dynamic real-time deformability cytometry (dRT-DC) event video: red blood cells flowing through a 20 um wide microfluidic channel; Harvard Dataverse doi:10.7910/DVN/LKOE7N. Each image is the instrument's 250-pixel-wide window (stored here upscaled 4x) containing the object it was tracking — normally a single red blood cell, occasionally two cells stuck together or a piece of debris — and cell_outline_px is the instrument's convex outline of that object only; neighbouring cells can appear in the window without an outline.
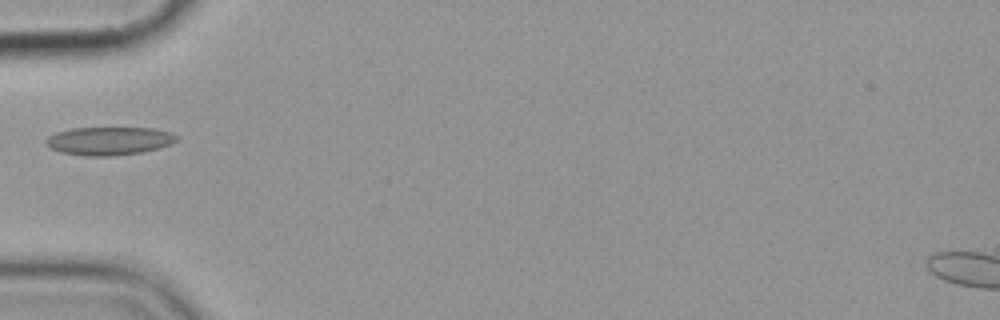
{"species": "common noctule bat (a hibernating species)", "species_latin": "Nyctalus noctula", "temperature_condition": "cold", "stored_images_in_passage": 7, "camera_frame_rate_fps": 3000, "um_per_image_px": 0.085, "animal": {"sex": "female", "body_mass_g": 19.9}, "frame": {"image": 1, "passage_image": 4, "time_ms": 4.333, "image_size_px": [1000, 320], "cell_outline_px": [[180, 136], [172, 144], [160, 148], [140, 152], [112, 156], [84, 156], [60, 152], [48, 148], [44, 144], [44, 140], [48, 136], [56, 132], [72, 128], [156, 128], [172, 132]], "centroid_in_image_um": [9.26, 11.98], "position_along_channel_um": 75.7, "area_um2": 21.85}}
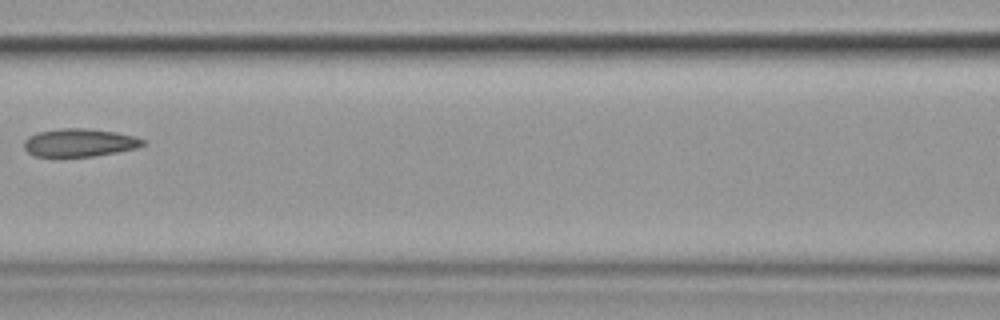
{"frame": {"image": 2, "passage_image": 6, "time_ms": 6.667, "image_size_px": [1000, 320], "cell_outline_px": [[148, 140], [144, 144], [136, 148], [116, 152], [92, 156], [36, 156], [28, 152], [24, 148], [24, 140], [28, 136], [36, 132], [60, 128], [84, 128], [116, 132], [136, 136]], "centroid_in_image_um": [6.76, 12.11], "position_along_channel_um": 159.8, "area_um2": 19.42}}
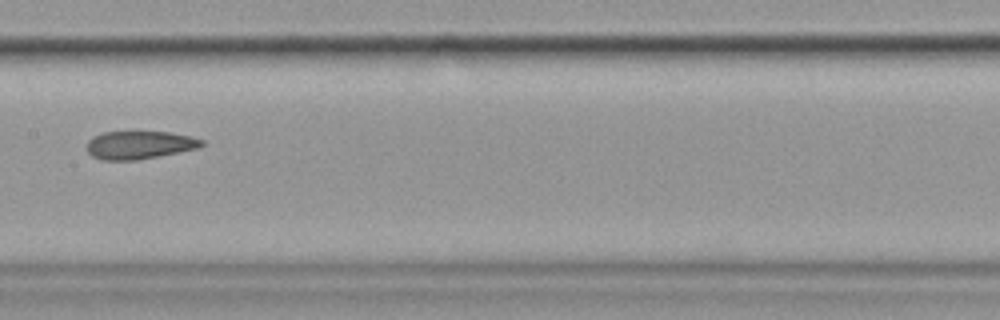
{"frame": {"image": 3, "passage_image": 7, "time_ms": 7.667, "image_size_px": [1000, 320], "cell_outline_px": [[204, 144], [200, 148], [180, 152], [136, 160], [100, 160], [92, 156], [88, 152], [88, 140], [92, 136], [104, 132], [168, 132], [192, 136], [204, 140]], "centroid_in_image_um": [11.88, 12.32], "position_along_channel_um": 195.5, "area_um2": 18.84}}